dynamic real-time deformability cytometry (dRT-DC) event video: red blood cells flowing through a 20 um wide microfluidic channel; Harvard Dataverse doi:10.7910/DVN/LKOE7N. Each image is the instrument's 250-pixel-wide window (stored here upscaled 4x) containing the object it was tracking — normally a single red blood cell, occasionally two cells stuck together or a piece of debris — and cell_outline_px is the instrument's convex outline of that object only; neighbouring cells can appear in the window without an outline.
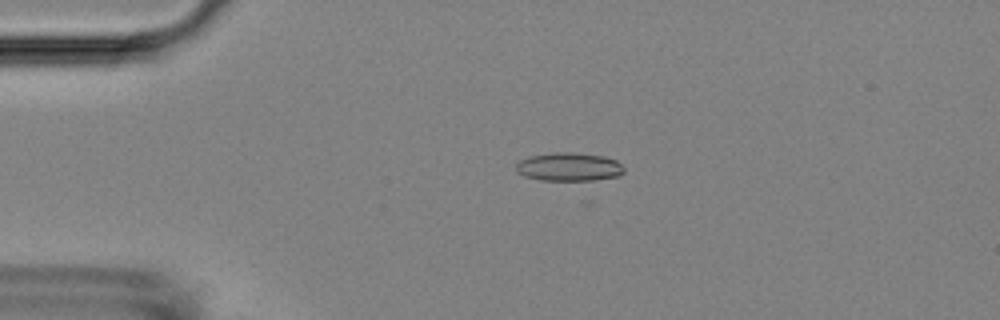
{"species": "Egyptian fruit bat (a non-hibernating species)", "species_latin": "Rousettus aegyptiacus", "temperature_condition": "room temperature", "stored_images_in_passage": 14, "camera_frame_rate_fps": 3000, "um_per_image_px": 0.085, "animal": {"sex": "female"}, "frame": {"image": 1, "passage_image": 9, "time_ms": 2.667, "image_size_px": [1000, 320], "cell_outline_px": [[624, 172], [620, 176], [592, 180], [540, 180], [524, 176], [516, 172], [516, 164], [520, 160], [528, 156], [552, 152], [572, 152], [604, 156], [616, 160], [624, 168]], "centroid_in_image_um": [48.34, 14.18], "position_along_channel_um": 36.7, "area_um2": 18.03}}